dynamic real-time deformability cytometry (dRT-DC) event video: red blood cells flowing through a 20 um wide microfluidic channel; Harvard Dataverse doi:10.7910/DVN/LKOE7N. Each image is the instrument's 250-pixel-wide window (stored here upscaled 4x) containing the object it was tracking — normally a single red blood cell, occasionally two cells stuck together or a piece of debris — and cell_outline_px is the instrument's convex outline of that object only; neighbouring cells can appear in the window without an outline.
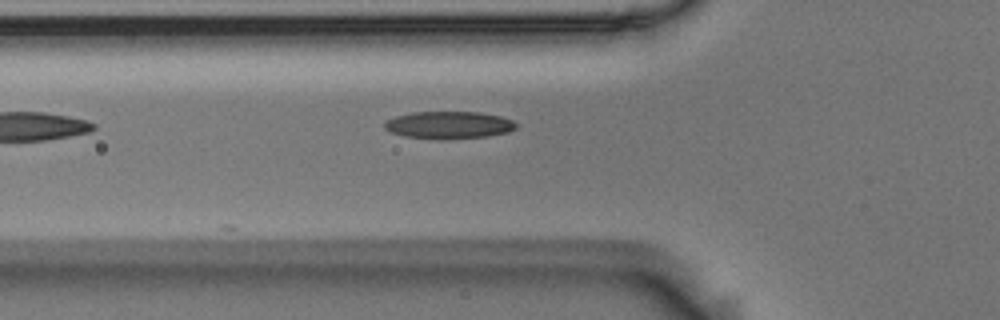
{"species": "Egyptian fruit bat (a non-hibernating species)", "species_latin": "Rousettus aegyptiacus", "temperature_condition": "room temperature", "stored_images_in_passage": 5, "camera_frame_rate_fps": 3000, "um_per_image_px": 0.085, "animal": {"sex": "male"}, "frame": {"image": 1, "passage_image": 5, "time_ms": 1.333, "image_size_px": [1000, 320], "cell_outline_px": [[520, 124], [516, 128], [508, 132], [488, 136], [444, 140], [440, 140], [404, 136], [392, 132], [384, 128], [384, 124], [388, 120], [396, 116], [412, 112], [480, 112], [500, 116], [512, 120]], "centroid_in_image_um": [38.19, 10.63], "position_along_channel_um": 87.6, "area_um2": 21.15}}